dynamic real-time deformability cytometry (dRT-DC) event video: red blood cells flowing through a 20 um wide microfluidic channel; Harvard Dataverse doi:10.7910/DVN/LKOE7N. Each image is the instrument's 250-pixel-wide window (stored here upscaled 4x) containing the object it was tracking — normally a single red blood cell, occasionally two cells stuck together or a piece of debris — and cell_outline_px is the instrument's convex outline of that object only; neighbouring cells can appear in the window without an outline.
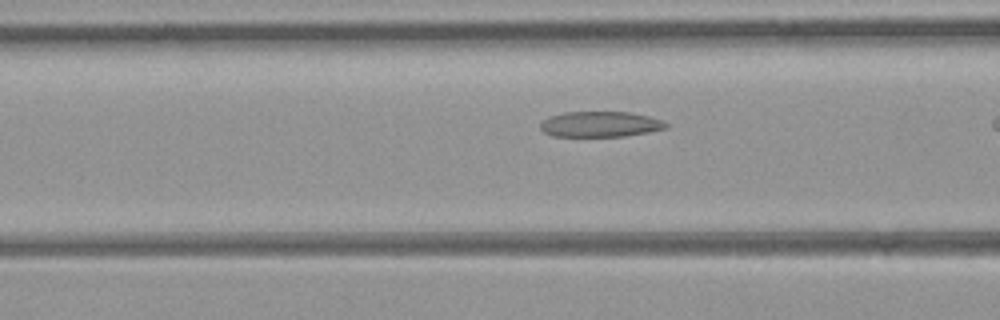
{"species": "common noctule bat (a hibernating species)", "species_latin": "Nyctalus noctula", "temperature_condition": "room temperature", "stored_images_in_passage": 15, "camera_frame_rate_fps": 3000, "um_per_image_px": 0.085, "animal": {"sex": "female", "body_mass_g": 21.9}, "frame": {"image": 1, "passage_image": 13, "time_ms": 4.0, "image_size_px": [1000, 320], "cell_outline_px": [[668, 124], [664, 128], [648, 132], [624, 136], [552, 136], [544, 132], [540, 128], [540, 124], [548, 116], [564, 112], [628, 112], [648, 116], [664, 120]], "centroid_in_image_um": [51.0, 10.55], "position_along_channel_um": 115.6, "area_um2": 18.61}}